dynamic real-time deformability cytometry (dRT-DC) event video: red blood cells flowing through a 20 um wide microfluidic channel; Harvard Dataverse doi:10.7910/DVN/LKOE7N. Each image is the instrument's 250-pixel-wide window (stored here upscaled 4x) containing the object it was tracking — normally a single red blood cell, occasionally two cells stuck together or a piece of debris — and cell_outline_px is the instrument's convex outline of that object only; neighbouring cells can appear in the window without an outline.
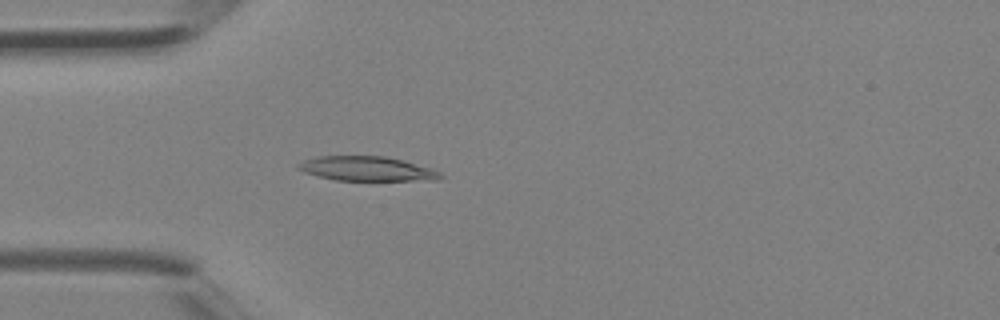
{"species": "Egyptian fruit bat (a non-hibernating species)", "species_latin": "Rousettus aegyptiacus", "temperature_condition": "room temperature", "stored_images_in_passage": 2, "camera_frame_rate_fps": 3000, "um_per_image_px": 0.085, "animal": {"sex": "female"}, "frame": {"image": 1, "passage_image": 2, "time_ms": 0.333, "image_size_px": [1000, 320], "cell_outline_px": [[444, 176], [440, 180], [336, 180], [304, 172], [296, 168], [296, 164], [304, 160], [316, 156], [384, 156], [404, 160], [432, 168], [440, 172]], "centroid_in_image_um": [31.21, 14.33], "position_along_channel_um": 53.8, "area_um2": 20.35}}